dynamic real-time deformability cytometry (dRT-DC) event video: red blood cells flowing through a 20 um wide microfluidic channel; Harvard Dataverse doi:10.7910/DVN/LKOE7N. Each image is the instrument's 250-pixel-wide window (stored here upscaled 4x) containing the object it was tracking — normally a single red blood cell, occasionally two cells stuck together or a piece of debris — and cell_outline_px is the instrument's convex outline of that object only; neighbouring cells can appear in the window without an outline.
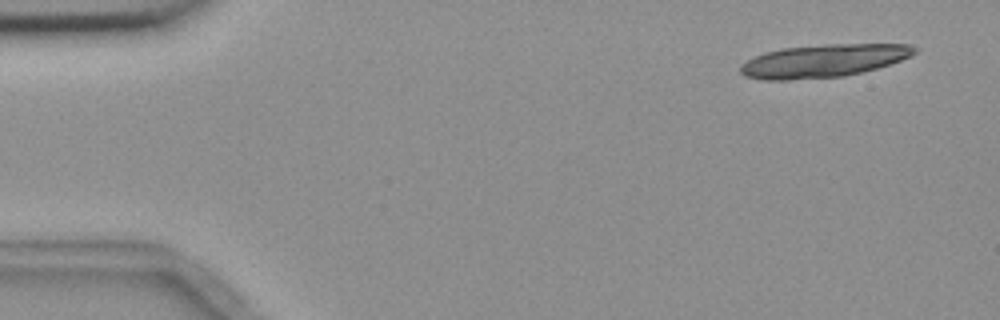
{"species": "common noctule bat (a hibernating species)", "species_latin": "Nyctalus noctula", "temperature_condition": "room temperature", "stored_images_in_passage": 4, "camera_frame_rate_fps": 3000, "um_per_image_px": 0.085, "animal": {"sex": "female", "body_mass_g": 18.4}, "frame": {"image": 1, "passage_image": 1, "time_ms": 0.0, "image_size_px": [1000, 320], "cell_outline_px": [[916, 52], [912, 56], [876, 68], [844, 76], [788, 80], [760, 80], [744, 76], [740, 72], [740, 64], [764, 52], [780, 48], [824, 44], [908, 44], [916, 48]], "centroid_in_image_um": [69.94, 5.17], "position_along_channel_um": 15.1, "area_um2": 33.41}}